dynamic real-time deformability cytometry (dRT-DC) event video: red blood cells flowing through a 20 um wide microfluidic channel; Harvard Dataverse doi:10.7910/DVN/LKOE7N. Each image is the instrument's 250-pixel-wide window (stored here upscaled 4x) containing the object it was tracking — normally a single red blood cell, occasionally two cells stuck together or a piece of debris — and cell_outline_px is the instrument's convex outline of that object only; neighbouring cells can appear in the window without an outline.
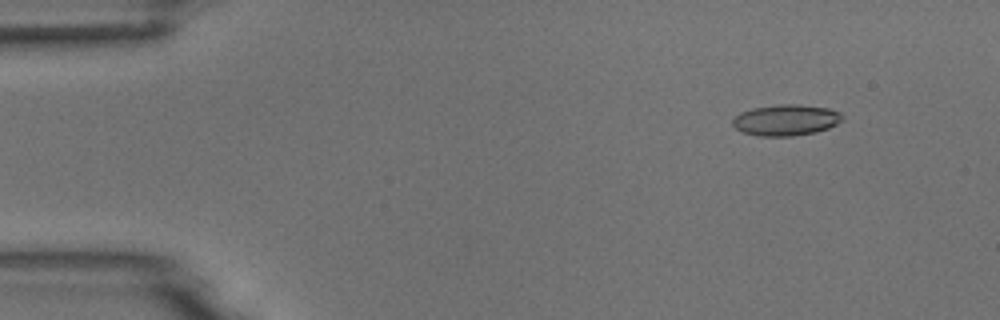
{"species": "common noctule bat (a hibernating species)", "species_latin": "Nyctalus noctula", "temperature_condition": "room temperature", "stored_images_in_passage": 6, "segment_of_instrument_passage": [2, 2], "camera_frame_rate_fps": 3000, "um_per_image_px": 0.085, "animal": {"sex": "male", "body_mass_g": 18.8}, "frame": {"image": 1, "passage_image": 6, "time_ms": 5.667, "image_size_px": [1000, 320], "cell_outline_px": [[844, 120], [828, 128], [816, 132], [792, 136], [756, 136], [744, 132], [736, 128], [732, 124], [732, 120], [740, 112], [752, 108], [780, 104], [796, 104], [828, 108], [840, 112], [844, 116]], "centroid_in_image_um": [66.82, 10.2], "position_along_channel_um": 18.2, "area_um2": 19.94}}